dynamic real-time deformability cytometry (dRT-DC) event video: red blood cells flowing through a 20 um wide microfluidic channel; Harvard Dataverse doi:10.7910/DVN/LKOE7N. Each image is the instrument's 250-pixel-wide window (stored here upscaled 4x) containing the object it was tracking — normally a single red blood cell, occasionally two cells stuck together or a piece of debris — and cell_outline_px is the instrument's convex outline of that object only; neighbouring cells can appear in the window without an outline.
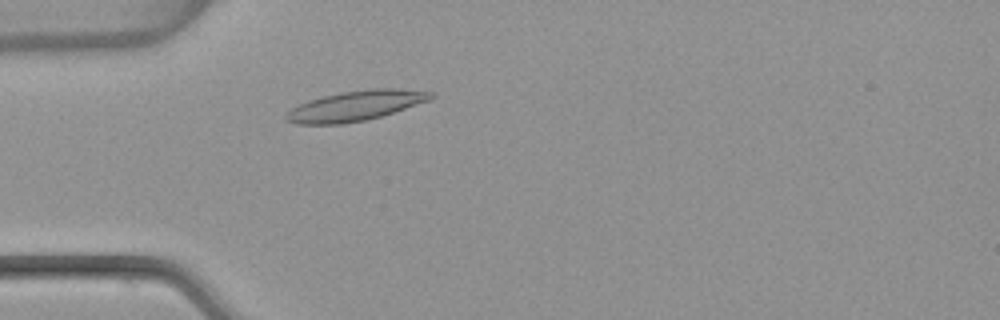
{"species": "common noctule bat (a hibernating species)", "species_latin": "Nyctalus noctula", "temperature_condition": "warm", "stored_images_in_passage": 48, "camera_frame_rate_fps": 3000, "um_per_image_px": 0.085, "animal": {"sex": "female", "body_mass_g": 22.7, "forearm_length_mm": 54.2}, "frame": {"image": 1, "passage_image": 10, "time_ms": 3.0, "image_size_px": [1000, 320], "cell_outline_px": [[436, 96], [428, 100], [380, 116], [364, 120], [344, 124], [296, 124], [284, 120], [284, 116], [292, 108], [308, 100], [340, 92], [372, 88], [396, 88], [436, 92]], "centroid_in_image_um": [30.2, 8.98], "position_along_channel_um": 54.8, "area_um2": 25.2}}
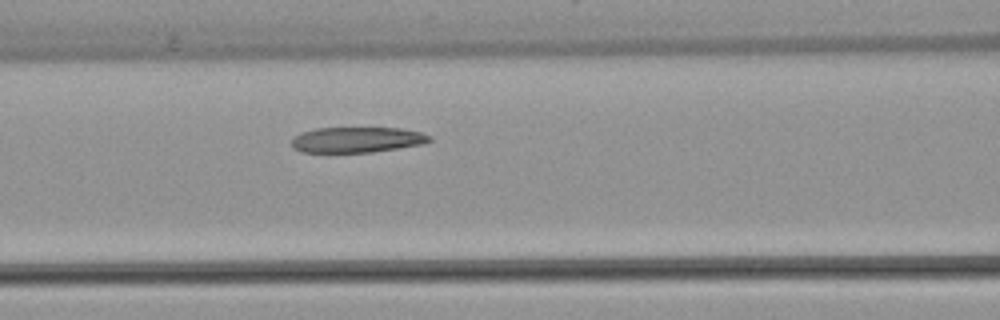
{"frame": {"image": 2, "passage_image": 17, "time_ms": 5.333, "image_size_px": [1000, 320], "cell_outline_px": [[432, 140], [424, 144], [372, 152], [300, 152], [292, 148], [292, 136], [300, 132], [316, 128], [400, 128], [420, 132], [432, 136]], "centroid_in_image_um": [30.32, 11.88], "position_along_channel_um": 136.3, "area_um2": 20.69}}
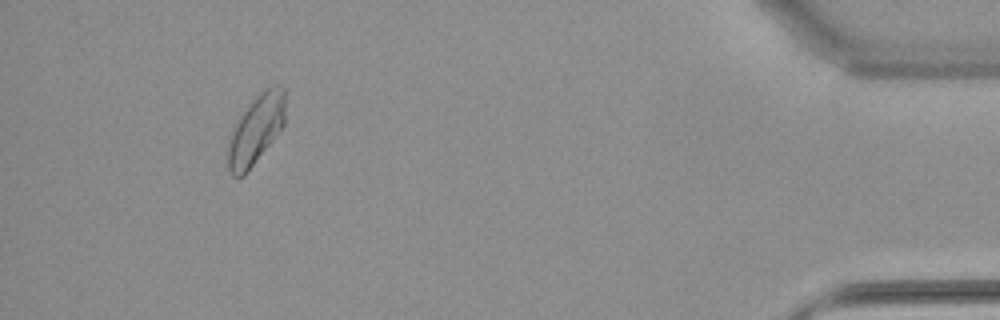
{"frame": {"image": 3, "passage_image": 44, "time_ms": 14.333, "image_size_px": [1000, 320], "cell_outline_px": [[284, 124], [244, 176], [232, 176], [228, 172], [228, 140], [232, 128], [236, 120], [248, 104], [264, 88], [272, 84], [284, 84]], "centroid_in_image_um": [21.73, 10.97], "position_along_channel_um": 413.5, "area_um2": 23.12}, "authors_computed_cell_mechanics": {"area_um2": 22.2819, "velocity_mm_per_s": 3.8014, "shape_relaxation_time_tau1_ms": 9.3316, "shape_relaxation_time_tau2_ms": 4.1605, "deformation_change_tau1": 0.2104, "deformation_change_tau2": 0.0996}}